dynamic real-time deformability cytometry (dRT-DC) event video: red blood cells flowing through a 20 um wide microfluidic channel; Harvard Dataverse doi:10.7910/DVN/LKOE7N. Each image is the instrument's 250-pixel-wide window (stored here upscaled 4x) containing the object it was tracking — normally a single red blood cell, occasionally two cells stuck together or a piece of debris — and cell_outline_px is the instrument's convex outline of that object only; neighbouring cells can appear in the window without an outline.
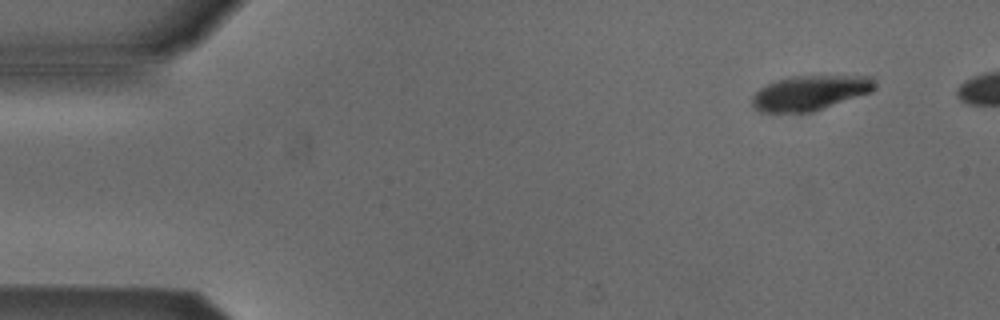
{"species": "Egyptian fruit bat (a non-hibernating species)", "species_latin": "Rousettus aegyptiacus", "temperature_condition": "cold", "stored_images_in_passage": 5, "camera_frame_rate_fps": 3000, "um_per_image_px": 0.085, "animal": {"sex": "male"}, "frame": {"image": 1, "passage_image": 1, "time_ms": 0.0, "image_size_px": [1000, 320], "cell_outline_px": [[876, 88], [872, 92], [812, 112], [760, 112], [752, 104], [752, 96], [760, 88], [776, 80], [792, 76], [872, 76], [876, 80]], "centroid_in_image_um": [68.89, 7.89], "position_along_channel_um": 16.1, "area_um2": 24.91}}